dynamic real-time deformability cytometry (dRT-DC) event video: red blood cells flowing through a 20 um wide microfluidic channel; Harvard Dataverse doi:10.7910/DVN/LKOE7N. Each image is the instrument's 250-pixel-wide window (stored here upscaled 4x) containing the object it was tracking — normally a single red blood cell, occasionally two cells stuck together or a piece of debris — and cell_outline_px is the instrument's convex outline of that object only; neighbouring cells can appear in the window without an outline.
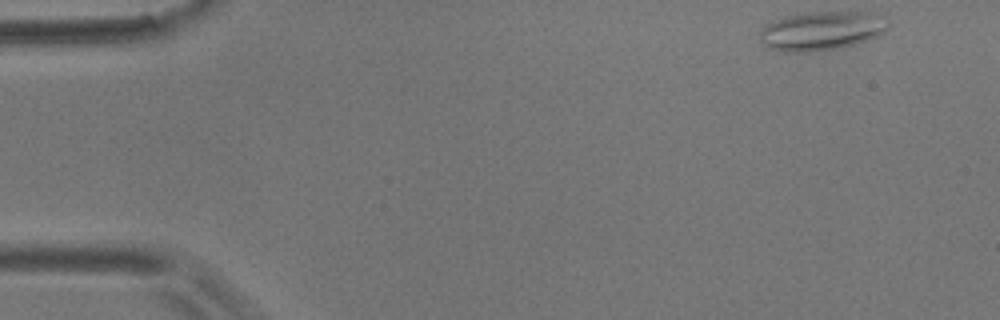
{"species": "common noctule bat (a hibernating species)", "species_latin": "Nyctalus noctula", "temperature_condition": "room temperature", "stored_images_in_passage": 54, "camera_frame_rate_fps": 3000, "um_per_image_px": 0.085, "animal": {"sex": "male", "body_mass_g": 17.9}, "frame": {"image": 1, "passage_image": 1, "time_ms": 0.0, "image_size_px": [1000, 320], "cell_outline_px": [[888, 28], [884, 32], [876, 36], [852, 44], [836, 48], [812, 52], [784, 52], [768, 48], [760, 40], [760, 28], [772, 20], [784, 16], [808, 12], [872, 12], [888, 24]], "centroid_in_image_um": [69.73, 2.62], "position_along_channel_um": 15.3, "area_um2": 28.9}}
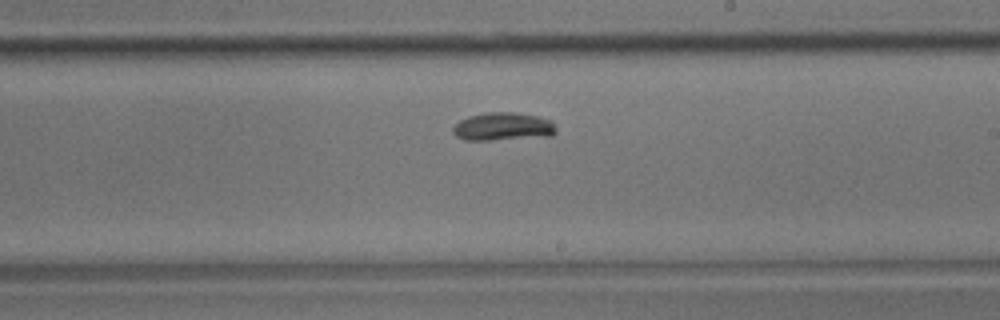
{"frame": {"image": 2, "passage_image": 30, "time_ms": 9.667, "image_size_px": [1000, 320], "cell_outline_px": [[556, 132], [552, 136], [492, 140], [464, 140], [456, 136], [452, 132], [452, 128], [460, 120], [468, 116], [488, 112], [512, 112], [536, 116], [552, 120], [556, 128]], "centroid_in_image_um": [42.75, 10.77], "position_along_channel_um": 246.2, "area_um2": 16.99}}
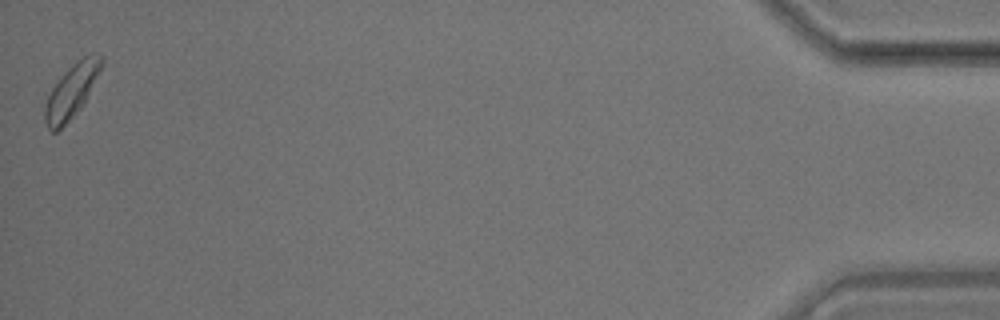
{"frame": {"image": 3, "passage_image": 54, "time_ms": 17.667, "image_size_px": [1000, 320], "cell_outline_px": [[104, 64], [84, 104], [56, 132], [52, 132], [48, 128], [44, 120], [44, 108], [48, 96], [52, 88], [64, 72], [76, 60], [92, 52], [100, 52], [104, 56]], "centroid_in_image_um": [6.13, 7.66], "position_along_channel_um": 429.1, "area_um2": 17.86}}